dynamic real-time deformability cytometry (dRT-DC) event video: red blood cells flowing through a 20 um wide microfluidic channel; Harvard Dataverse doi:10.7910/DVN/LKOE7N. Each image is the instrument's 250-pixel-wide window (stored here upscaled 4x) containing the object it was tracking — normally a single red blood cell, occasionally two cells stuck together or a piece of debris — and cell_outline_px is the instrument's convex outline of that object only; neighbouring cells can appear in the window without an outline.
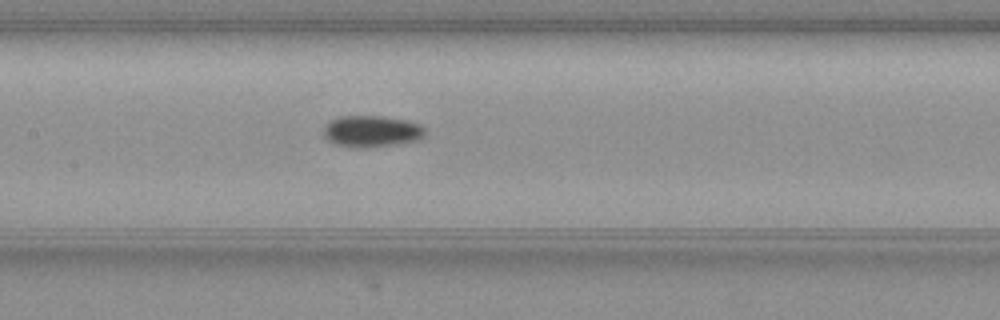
{"species": "common noctule bat (a hibernating species)", "species_latin": "Nyctalus noctula", "temperature_condition": "warm", "stored_images_in_passage": 32, "camera_frame_rate_fps": 3000, "um_per_image_px": 0.085, "animal": {"sex": "female", "body_mass_g": 19.3, "forearm_length_mm": 54.1}, "frame": {"image": 1, "passage_image": 10, "time_ms": 3.0, "image_size_px": [1000, 320], "cell_outline_px": [[424, 132], [416, 140], [392, 144], [364, 148], [352, 148], [336, 144], [328, 140], [324, 136], [324, 128], [332, 120], [340, 116], [384, 116], [408, 120], [420, 124], [424, 128]], "centroid_in_image_um": [31.56, 11.15], "position_along_channel_um": 175.8, "area_um2": 18.38}}
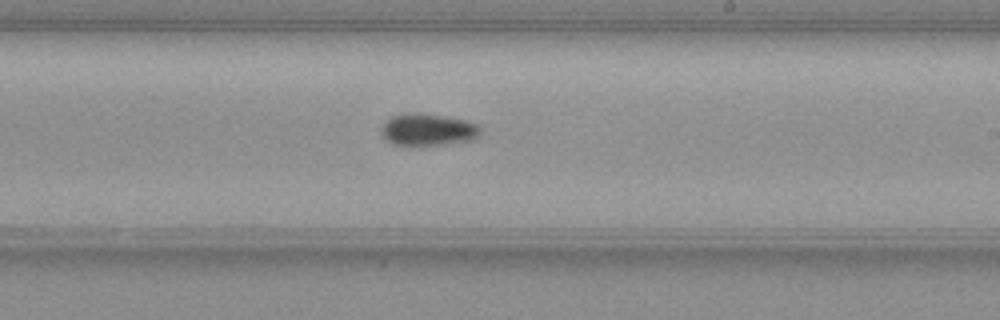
{"frame": {"image": 2, "passage_image": 16, "time_ms": 5.0, "image_size_px": [1000, 320], "cell_outline_px": [[480, 132], [476, 136], [468, 140], [444, 144], [416, 148], [412, 148], [392, 144], [380, 132], [384, 120], [392, 116], [404, 112], [420, 112], [444, 116], [464, 120], [476, 124], [480, 128]], "centroid_in_image_um": [36.26, 11.04], "position_along_channel_um": 252.7, "area_um2": 19.02}}
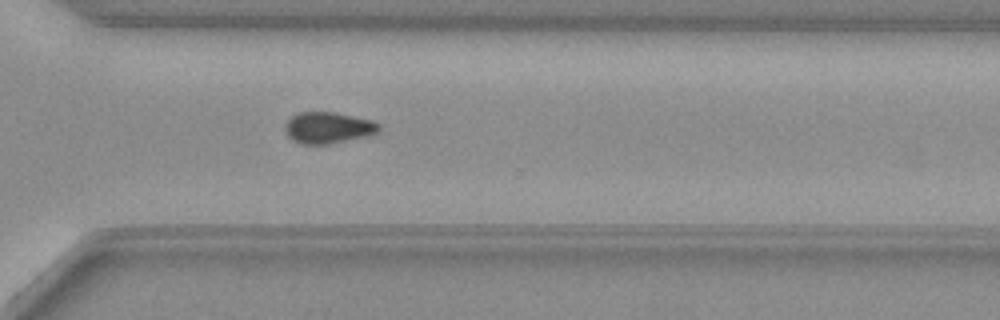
{"frame": {"image": 3, "passage_image": 23, "time_ms": 7.333, "image_size_px": [1000, 320], "cell_outline_px": [[380, 128], [376, 132], [368, 136], [328, 144], [304, 144], [292, 140], [288, 136], [284, 128], [284, 124], [292, 116], [300, 112], [336, 112], [372, 120], [380, 124]], "centroid_in_image_um": [27.88, 10.85], "position_along_channel_um": 342.7, "area_um2": 17.17}}